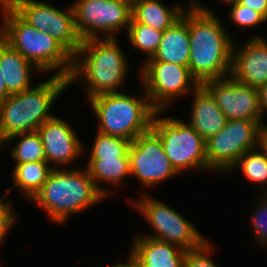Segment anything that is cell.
<instances>
[{
  "mask_svg": "<svg viewBox=\"0 0 267 267\" xmlns=\"http://www.w3.org/2000/svg\"><path fill=\"white\" fill-rule=\"evenodd\" d=\"M121 92L100 94L90 100L92 112L98 121L97 132L133 141L151 129L157 110L144 96L135 98Z\"/></svg>",
  "mask_w": 267,
  "mask_h": 267,
  "instance_id": "cell-6",
  "label": "cell"
},
{
  "mask_svg": "<svg viewBox=\"0 0 267 267\" xmlns=\"http://www.w3.org/2000/svg\"><path fill=\"white\" fill-rule=\"evenodd\" d=\"M9 95L10 93L7 91L6 84L0 71V103L3 102Z\"/></svg>",
  "mask_w": 267,
  "mask_h": 267,
  "instance_id": "cell-37",
  "label": "cell"
},
{
  "mask_svg": "<svg viewBox=\"0 0 267 267\" xmlns=\"http://www.w3.org/2000/svg\"><path fill=\"white\" fill-rule=\"evenodd\" d=\"M202 85L214 97L227 120H262L257 87L240 83L231 75Z\"/></svg>",
  "mask_w": 267,
  "mask_h": 267,
  "instance_id": "cell-13",
  "label": "cell"
},
{
  "mask_svg": "<svg viewBox=\"0 0 267 267\" xmlns=\"http://www.w3.org/2000/svg\"><path fill=\"white\" fill-rule=\"evenodd\" d=\"M259 93V105L262 120H264V115L267 114V84L262 85L257 88Z\"/></svg>",
  "mask_w": 267,
  "mask_h": 267,
  "instance_id": "cell-34",
  "label": "cell"
},
{
  "mask_svg": "<svg viewBox=\"0 0 267 267\" xmlns=\"http://www.w3.org/2000/svg\"><path fill=\"white\" fill-rule=\"evenodd\" d=\"M85 168L96 187L106 198L113 192L102 188L98 182L109 183L117 187L116 185L131 176L129 158H89Z\"/></svg>",
  "mask_w": 267,
  "mask_h": 267,
  "instance_id": "cell-21",
  "label": "cell"
},
{
  "mask_svg": "<svg viewBox=\"0 0 267 267\" xmlns=\"http://www.w3.org/2000/svg\"><path fill=\"white\" fill-rule=\"evenodd\" d=\"M139 73L143 90L157 111H166L180 96L193 93L200 86L188 66L171 62L146 61Z\"/></svg>",
  "mask_w": 267,
  "mask_h": 267,
  "instance_id": "cell-10",
  "label": "cell"
},
{
  "mask_svg": "<svg viewBox=\"0 0 267 267\" xmlns=\"http://www.w3.org/2000/svg\"><path fill=\"white\" fill-rule=\"evenodd\" d=\"M128 155L131 176L145 187L152 188L178 175L164 152L160 137L152 129L131 142Z\"/></svg>",
  "mask_w": 267,
  "mask_h": 267,
  "instance_id": "cell-12",
  "label": "cell"
},
{
  "mask_svg": "<svg viewBox=\"0 0 267 267\" xmlns=\"http://www.w3.org/2000/svg\"><path fill=\"white\" fill-rule=\"evenodd\" d=\"M46 161L58 166L70 165L71 162L82 154L83 148L76 132L71 125L62 118L53 116L45 121L38 129Z\"/></svg>",
  "mask_w": 267,
  "mask_h": 267,
  "instance_id": "cell-14",
  "label": "cell"
},
{
  "mask_svg": "<svg viewBox=\"0 0 267 267\" xmlns=\"http://www.w3.org/2000/svg\"><path fill=\"white\" fill-rule=\"evenodd\" d=\"M67 169H52L46 182L30 200L45 210L51 221L59 224L106 198L86 168Z\"/></svg>",
  "mask_w": 267,
  "mask_h": 267,
  "instance_id": "cell-4",
  "label": "cell"
},
{
  "mask_svg": "<svg viewBox=\"0 0 267 267\" xmlns=\"http://www.w3.org/2000/svg\"><path fill=\"white\" fill-rule=\"evenodd\" d=\"M263 120H227L225 126L206 140V158L210 171L227 173L237 160L259 144L260 125Z\"/></svg>",
  "mask_w": 267,
  "mask_h": 267,
  "instance_id": "cell-9",
  "label": "cell"
},
{
  "mask_svg": "<svg viewBox=\"0 0 267 267\" xmlns=\"http://www.w3.org/2000/svg\"><path fill=\"white\" fill-rule=\"evenodd\" d=\"M192 95L193 103L188 124L206 141L225 126L227 118L203 85Z\"/></svg>",
  "mask_w": 267,
  "mask_h": 267,
  "instance_id": "cell-16",
  "label": "cell"
},
{
  "mask_svg": "<svg viewBox=\"0 0 267 267\" xmlns=\"http://www.w3.org/2000/svg\"><path fill=\"white\" fill-rule=\"evenodd\" d=\"M187 24L190 38L188 68L200 85L231 75L234 37L219 17L198 0H189ZM231 36V37H230Z\"/></svg>",
  "mask_w": 267,
  "mask_h": 267,
  "instance_id": "cell-1",
  "label": "cell"
},
{
  "mask_svg": "<svg viewBox=\"0 0 267 267\" xmlns=\"http://www.w3.org/2000/svg\"><path fill=\"white\" fill-rule=\"evenodd\" d=\"M126 263H117L110 265V267H142L140 261L138 258L132 253V251L129 253V256L127 258Z\"/></svg>",
  "mask_w": 267,
  "mask_h": 267,
  "instance_id": "cell-36",
  "label": "cell"
},
{
  "mask_svg": "<svg viewBox=\"0 0 267 267\" xmlns=\"http://www.w3.org/2000/svg\"><path fill=\"white\" fill-rule=\"evenodd\" d=\"M26 23L47 33L52 29L55 7L35 0H4Z\"/></svg>",
  "mask_w": 267,
  "mask_h": 267,
  "instance_id": "cell-24",
  "label": "cell"
},
{
  "mask_svg": "<svg viewBox=\"0 0 267 267\" xmlns=\"http://www.w3.org/2000/svg\"><path fill=\"white\" fill-rule=\"evenodd\" d=\"M122 1H125V2L129 3L130 5H132L137 0H122Z\"/></svg>",
  "mask_w": 267,
  "mask_h": 267,
  "instance_id": "cell-39",
  "label": "cell"
},
{
  "mask_svg": "<svg viewBox=\"0 0 267 267\" xmlns=\"http://www.w3.org/2000/svg\"><path fill=\"white\" fill-rule=\"evenodd\" d=\"M12 191L11 188L7 189L6 194L3 195V198H0V246L2 241L7 237L6 235L11 230L12 226L16 222V216L14 210L12 209V205L4 199L7 195Z\"/></svg>",
  "mask_w": 267,
  "mask_h": 267,
  "instance_id": "cell-32",
  "label": "cell"
},
{
  "mask_svg": "<svg viewBox=\"0 0 267 267\" xmlns=\"http://www.w3.org/2000/svg\"><path fill=\"white\" fill-rule=\"evenodd\" d=\"M214 246L208 239L198 248L186 252L184 267H217L213 260L208 256L211 255Z\"/></svg>",
  "mask_w": 267,
  "mask_h": 267,
  "instance_id": "cell-31",
  "label": "cell"
},
{
  "mask_svg": "<svg viewBox=\"0 0 267 267\" xmlns=\"http://www.w3.org/2000/svg\"><path fill=\"white\" fill-rule=\"evenodd\" d=\"M164 31L153 29L146 24L130 23L128 28V40L135 49L143 52L147 60L152 58L162 40ZM148 54V55H147Z\"/></svg>",
  "mask_w": 267,
  "mask_h": 267,
  "instance_id": "cell-27",
  "label": "cell"
},
{
  "mask_svg": "<svg viewBox=\"0 0 267 267\" xmlns=\"http://www.w3.org/2000/svg\"><path fill=\"white\" fill-rule=\"evenodd\" d=\"M35 68V69H34ZM0 71L10 94L20 93L32 86V74L42 73L0 37Z\"/></svg>",
  "mask_w": 267,
  "mask_h": 267,
  "instance_id": "cell-18",
  "label": "cell"
},
{
  "mask_svg": "<svg viewBox=\"0 0 267 267\" xmlns=\"http://www.w3.org/2000/svg\"><path fill=\"white\" fill-rule=\"evenodd\" d=\"M21 137L19 142L11 149L10 156L16 164H23L35 161H46L44 154V147L41 137L37 131L18 133L8 137L3 143H9L10 141L18 137Z\"/></svg>",
  "mask_w": 267,
  "mask_h": 267,
  "instance_id": "cell-25",
  "label": "cell"
},
{
  "mask_svg": "<svg viewBox=\"0 0 267 267\" xmlns=\"http://www.w3.org/2000/svg\"><path fill=\"white\" fill-rule=\"evenodd\" d=\"M238 3L260 13L267 20V0H238Z\"/></svg>",
  "mask_w": 267,
  "mask_h": 267,
  "instance_id": "cell-33",
  "label": "cell"
},
{
  "mask_svg": "<svg viewBox=\"0 0 267 267\" xmlns=\"http://www.w3.org/2000/svg\"><path fill=\"white\" fill-rule=\"evenodd\" d=\"M256 202L252 219V230L255 238L262 246H267V191L260 195Z\"/></svg>",
  "mask_w": 267,
  "mask_h": 267,
  "instance_id": "cell-29",
  "label": "cell"
},
{
  "mask_svg": "<svg viewBox=\"0 0 267 267\" xmlns=\"http://www.w3.org/2000/svg\"><path fill=\"white\" fill-rule=\"evenodd\" d=\"M231 6L228 16H230L233 24L238 27H246L248 29L267 21L260 13L247 6L240 5L238 2L231 4Z\"/></svg>",
  "mask_w": 267,
  "mask_h": 267,
  "instance_id": "cell-30",
  "label": "cell"
},
{
  "mask_svg": "<svg viewBox=\"0 0 267 267\" xmlns=\"http://www.w3.org/2000/svg\"><path fill=\"white\" fill-rule=\"evenodd\" d=\"M3 24L0 37L41 72L69 78L73 56L48 33L26 23L4 0H0Z\"/></svg>",
  "mask_w": 267,
  "mask_h": 267,
  "instance_id": "cell-3",
  "label": "cell"
},
{
  "mask_svg": "<svg viewBox=\"0 0 267 267\" xmlns=\"http://www.w3.org/2000/svg\"><path fill=\"white\" fill-rule=\"evenodd\" d=\"M69 87L68 78L54 74L45 82L10 94L0 103V141L37 129L54 115L49 113L53 102Z\"/></svg>",
  "mask_w": 267,
  "mask_h": 267,
  "instance_id": "cell-5",
  "label": "cell"
},
{
  "mask_svg": "<svg viewBox=\"0 0 267 267\" xmlns=\"http://www.w3.org/2000/svg\"><path fill=\"white\" fill-rule=\"evenodd\" d=\"M130 202L154 229L155 233L145 237L168 242L185 251L196 249L207 240L188 219L156 198L142 194L139 200Z\"/></svg>",
  "mask_w": 267,
  "mask_h": 267,
  "instance_id": "cell-8",
  "label": "cell"
},
{
  "mask_svg": "<svg viewBox=\"0 0 267 267\" xmlns=\"http://www.w3.org/2000/svg\"><path fill=\"white\" fill-rule=\"evenodd\" d=\"M157 111L151 129L160 137L164 152L177 171L210 170L206 158V141L189 124L174 117H161ZM160 116V117H159Z\"/></svg>",
  "mask_w": 267,
  "mask_h": 267,
  "instance_id": "cell-7",
  "label": "cell"
},
{
  "mask_svg": "<svg viewBox=\"0 0 267 267\" xmlns=\"http://www.w3.org/2000/svg\"><path fill=\"white\" fill-rule=\"evenodd\" d=\"M47 33L61 44L73 57L78 53L82 45V39L79 36L74 19V12L70 5L64 11L55 8L53 16L52 29Z\"/></svg>",
  "mask_w": 267,
  "mask_h": 267,
  "instance_id": "cell-23",
  "label": "cell"
},
{
  "mask_svg": "<svg viewBox=\"0 0 267 267\" xmlns=\"http://www.w3.org/2000/svg\"><path fill=\"white\" fill-rule=\"evenodd\" d=\"M231 76L240 83L260 87L267 84V41L256 35L232 49Z\"/></svg>",
  "mask_w": 267,
  "mask_h": 267,
  "instance_id": "cell-15",
  "label": "cell"
},
{
  "mask_svg": "<svg viewBox=\"0 0 267 267\" xmlns=\"http://www.w3.org/2000/svg\"><path fill=\"white\" fill-rule=\"evenodd\" d=\"M220 1H224L228 4H234V3L238 2V0H220Z\"/></svg>",
  "mask_w": 267,
  "mask_h": 267,
  "instance_id": "cell-38",
  "label": "cell"
},
{
  "mask_svg": "<svg viewBox=\"0 0 267 267\" xmlns=\"http://www.w3.org/2000/svg\"><path fill=\"white\" fill-rule=\"evenodd\" d=\"M258 146L267 154V125L263 122L260 125Z\"/></svg>",
  "mask_w": 267,
  "mask_h": 267,
  "instance_id": "cell-35",
  "label": "cell"
},
{
  "mask_svg": "<svg viewBox=\"0 0 267 267\" xmlns=\"http://www.w3.org/2000/svg\"><path fill=\"white\" fill-rule=\"evenodd\" d=\"M131 250L142 267H184L186 252L168 242L136 236Z\"/></svg>",
  "mask_w": 267,
  "mask_h": 267,
  "instance_id": "cell-17",
  "label": "cell"
},
{
  "mask_svg": "<svg viewBox=\"0 0 267 267\" xmlns=\"http://www.w3.org/2000/svg\"><path fill=\"white\" fill-rule=\"evenodd\" d=\"M131 142L97 132L89 158H129Z\"/></svg>",
  "mask_w": 267,
  "mask_h": 267,
  "instance_id": "cell-28",
  "label": "cell"
},
{
  "mask_svg": "<svg viewBox=\"0 0 267 267\" xmlns=\"http://www.w3.org/2000/svg\"><path fill=\"white\" fill-rule=\"evenodd\" d=\"M52 169L47 161L15 164L12 173L14 186L20 189L26 199L31 200L46 182Z\"/></svg>",
  "mask_w": 267,
  "mask_h": 267,
  "instance_id": "cell-22",
  "label": "cell"
},
{
  "mask_svg": "<svg viewBox=\"0 0 267 267\" xmlns=\"http://www.w3.org/2000/svg\"><path fill=\"white\" fill-rule=\"evenodd\" d=\"M126 59L117 38L83 40L78 53L73 57L69 86L84 77L88 99L100 94L120 92L126 72L129 71Z\"/></svg>",
  "mask_w": 267,
  "mask_h": 267,
  "instance_id": "cell-2",
  "label": "cell"
},
{
  "mask_svg": "<svg viewBox=\"0 0 267 267\" xmlns=\"http://www.w3.org/2000/svg\"><path fill=\"white\" fill-rule=\"evenodd\" d=\"M237 167L248 181L262 186L267 184V154L259 146L245 152L229 172Z\"/></svg>",
  "mask_w": 267,
  "mask_h": 267,
  "instance_id": "cell-26",
  "label": "cell"
},
{
  "mask_svg": "<svg viewBox=\"0 0 267 267\" xmlns=\"http://www.w3.org/2000/svg\"><path fill=\"white\" fill-rule=\"evenodd\" d=\"M162 35L159 47L152 58L145 61H164L188 66L190 60V38L187 24V11Z\"/></svg>",
  "mask_w": 267,
  "mask_h": 267,
  "instance_id": "cell-19",
  "label": "cell"
},
{
  "mask_svg": "<svg viewBox=\"0 0 267 267\" xmlns=\"http://www.w3.org/2000/svg\"><path fill=\"white\" fill-rule=\"evenodd\" d=\"M77 32L82 40L116 38L123 28L128 31L132 5L122 0H77L71 4Z\"/></svg>",
  "mask_w": 267,
  "mask_h": 267,
  "instance_id": "cell-11",
  "label": "cell"
},
{
  "mask_svg": "<svg viewBox=\"0 0 267 267\" xmlns=\"http://www.w3.org/2000/svg\"><path fill=\"white\" fill-rule=\"evenodd\" d=\"M182 4L166 7L160 0H137L132 4L130 23L146 24L153 29L165 31L177 22L184 12Z\"/></svg>",
  "mask_w": 267,
  "mask_h": 267,
  "instance_id": "cell-20",
  "label": "cell"
}]
</instances>
